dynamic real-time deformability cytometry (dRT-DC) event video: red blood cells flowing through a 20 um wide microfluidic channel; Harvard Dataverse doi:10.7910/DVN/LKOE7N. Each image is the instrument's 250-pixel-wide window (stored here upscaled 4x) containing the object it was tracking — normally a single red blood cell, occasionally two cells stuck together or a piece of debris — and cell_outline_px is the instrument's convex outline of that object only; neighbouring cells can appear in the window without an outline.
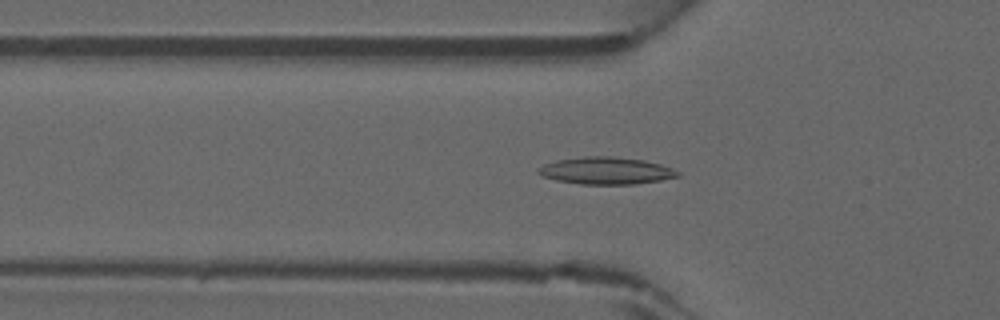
{"species": "common noctule bat (a hibernating species)", "species_latin": "Nyctalus noctula", "temperature_condition": "warm", "stored_images_in_passage": 37, "camera_frame_rate_fps": 3000, "um_per_image_px": 0.085, "animal": {"sex": "male", "forearm_length_mm": 52.5}, "frame": {"image": 1, "passage_image": 7, "time_ms": 2.0, "image_size_px": [1000, 320], "cell_outline_px": [[680, 176], [660, 180], [636, 184], [580, 184], [556, 180], [544, 176], [536, 172], [536, 168], [544, 164], [556, 160], [584, 156], [612, 156], [644, 160], [660, 164], [672, 168], [680, 172]], "centroid_in_image_um": [51.5, 14.5], "position_along_channel_um": 74.3, "area_um2": 22.14}}
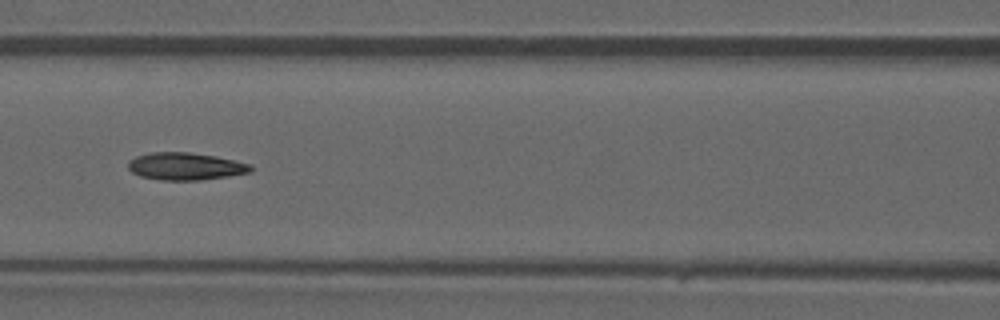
{"frame": {"image": 2, "passage_image": 12, "time_ms": 3.667, "image_size_px": [1000, 320], "cell_outline_px": [[252, 172], [228, 176], [200, 180], [160, 180], [140, 176], [132, 172], [128, 168], [128, 160], [136, 156], [152, 152], [188, 152], [216, 156], [252, 164]], "centroid_in_image_um": [15.76, 14.13], "position_along_channel_um": 150.8, "area_um2": 19.65}}
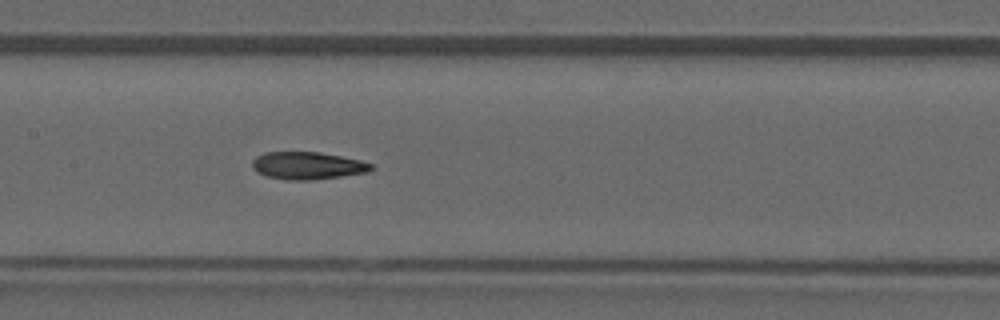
{"frame": {"image": 3, "passage_image": 14, "time_ms": 4.333, "image_size_px": [1000, 320], "cell_outline_px": [[372, 168], [368, 172], [312, 180], [288, 180], [264, 176], [256, 172], [252, 168], [252, 160], [256, 156], [264, 152], [320, 152], [360, 160], [372, 164]], "centroid_in_image_um": [26.08, 14.08], "position_along_channel_um": 181.3, "area_um2": 19.07}}